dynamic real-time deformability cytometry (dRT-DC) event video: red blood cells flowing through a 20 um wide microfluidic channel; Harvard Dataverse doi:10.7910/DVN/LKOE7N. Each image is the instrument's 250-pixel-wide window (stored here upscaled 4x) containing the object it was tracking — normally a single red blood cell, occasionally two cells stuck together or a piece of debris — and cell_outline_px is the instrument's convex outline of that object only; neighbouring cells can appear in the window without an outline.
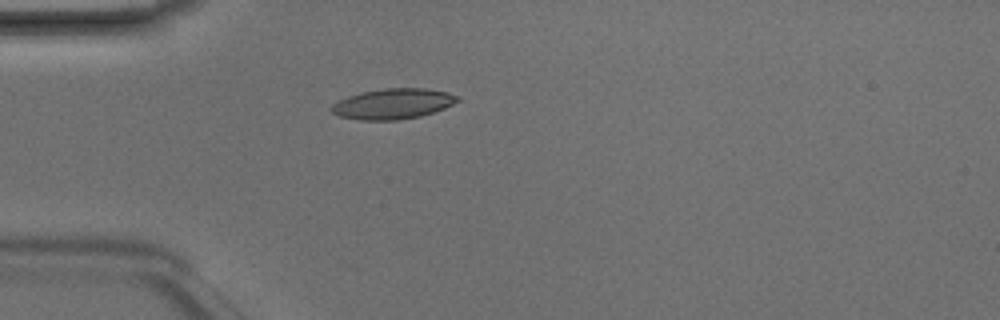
{"species": "Egyptian fruit bat (a non-hibernating species)", "species_latin": "Rousettus aegyptiacus", "temperature_condition": "room temperature", "stored_images_in_passage": 2, "camera_frame_rate_fps": 3000, "um_per_image_px": 0.085, "animal": {"sex": "male"}, "frame": {"image": 1, "passage_image": 2, "time_ms": 0.333, "image_size_px": [1000, 320], "cell_outline_px": [[460, 100], [444, 108], [420, 116], [396, 120], [360, 120], [340, 116], [332, 112], [328, 108], [332, 104], [348, 96], [360, 92], [384, 88], [428, 88], [448, 92], [460, 96]], "centroid_in_image_um": [33.4, 8.81], "position_along_channel_um": 51.6, "area_um2": 22.43}}